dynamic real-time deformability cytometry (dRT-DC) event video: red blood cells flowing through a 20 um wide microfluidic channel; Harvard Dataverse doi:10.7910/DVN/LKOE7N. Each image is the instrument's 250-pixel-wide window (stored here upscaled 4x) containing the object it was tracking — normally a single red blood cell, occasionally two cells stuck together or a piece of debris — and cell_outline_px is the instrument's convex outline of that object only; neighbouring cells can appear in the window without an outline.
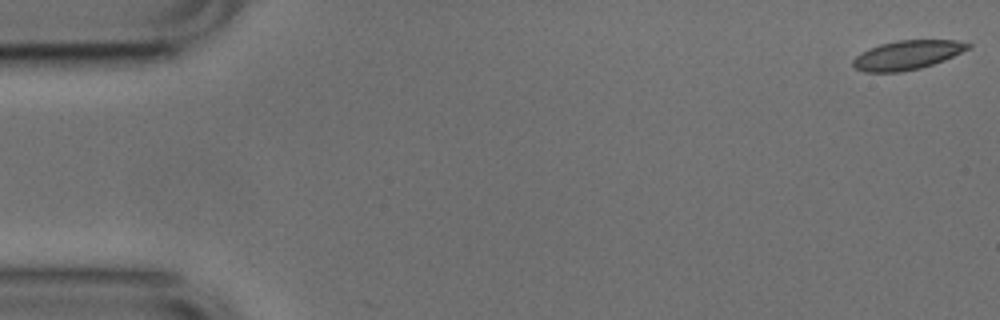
{"species": "common noctule bat (a hibernating species)", "species_latin": "Nyctalus noctula", "temperature_condition": "cold", "stored_images_in_passage": 53, "camera_frame_rate_fps": 3000, "um_per_image_px": 0.085, "animal": {"sex": "male", "body_mass_g": 17.9, "forearm_length_mm": 54.2}, "frame": {"image": 1, "passage_image": 1, "time_ms": 0.0, "image_size_px": [1000, 320], "cell_outline_px": [[972, 48], [944, 60], [920, 68], [900, 72], [864, 72], [856, 68], [852, 64], [852, 60], [856, 56], [868, 48], [880, 44], [896, 40], [956, 40], [972, 44]], "centroid_in_image_um": [77.12, 4.67], "position_along_channel_um": 7.9, "area_um2": 19.59}}
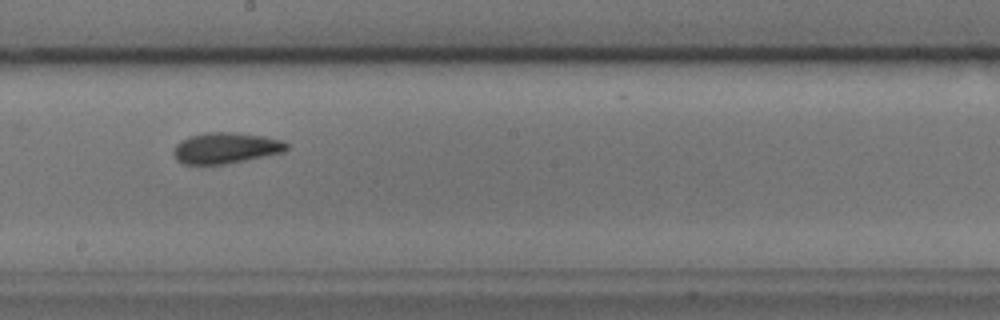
{"frame": {"image": 2, "passage_image": 29, "time_ms": 9.333, "image_size_px": [1000, 320], "cell_outline_px": [[288, 148], [284, 152], [224, 164], [184, 164], [176, 160], [172, 152], [176, 144], [180, 140], [188, 136], [204, 132], [236, 132], [264, 136], [284, 140], [288, 144]], "centroid_in_image_um": [19.17, 12.56], "position_along_channel_um": 229.0, "area_um2": 20.58}}
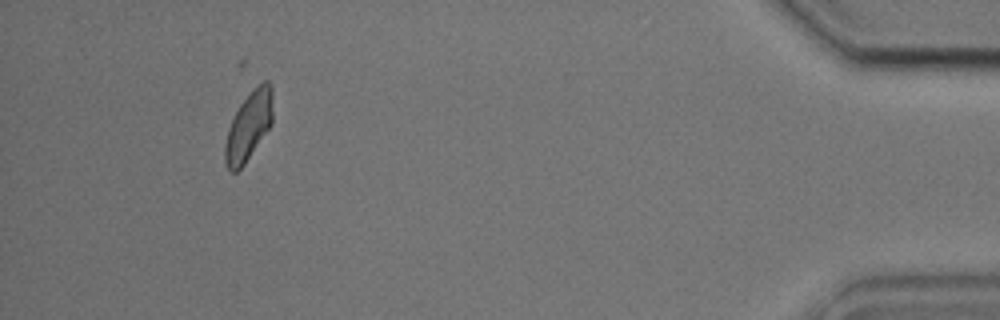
{"frame": {"image": 3, "passage_image": 49, "time_ms": 16.0, "image_size_px": [1000, 320], "cell_outline_px": [[272, 124], [244, 164], [236, 172], [228, 172], [224, 164], [224, 144], [228, 128], [240, 104], [252, 88], [264, 80], [268, 80], [272, 84]], "centroid_in_image_um": [21.12, 10.71], "position_along_channel_um": 414.1, "area_um2": 19.36}, "authors_computed_cell_mechanics": {"area_um2": 19.9988, "velocity_mm_per_s": 3.7642, "shape_relaxation_time_tau1_ms": 5.8228, "shape_relaxation_time_tau2_ms": 2.4517, "deformation_change_tau1": 0.1075, "deformation_change_tau2": 0.069}}